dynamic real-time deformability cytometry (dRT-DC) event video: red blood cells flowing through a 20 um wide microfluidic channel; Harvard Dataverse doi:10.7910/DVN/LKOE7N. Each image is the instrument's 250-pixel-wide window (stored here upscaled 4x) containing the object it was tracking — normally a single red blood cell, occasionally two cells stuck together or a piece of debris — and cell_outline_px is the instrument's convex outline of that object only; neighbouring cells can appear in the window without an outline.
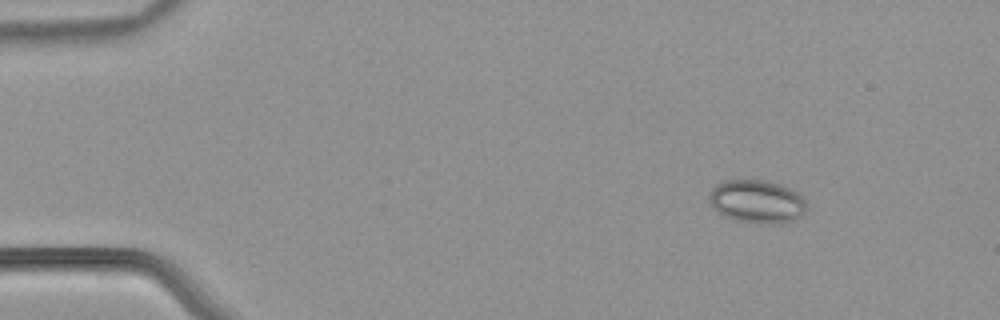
{"species": "common noctule bat (a hibernating species)", "species_latin": "Nyctalus noctula", "temperature_condition": "warm", "stored_images_in_passage": 53, "camera_frame_rate_fps": 3000, "um_per_image_px": 0.085, "animal": {"sex": "male", "body_mass_g": 21.5, "forearm_length_mm": 52.0}, "frame": {"image": 1, "passage_image": 7, "time_ms": 2.0, "image_size_px": [1000, 320], "cell_outline_px": [[808, 208], [796, 220], [780, 224], [764, 224], [736, 220], [720, 216], [712, 208], [708, 200], [708, 192], [720, 180], [764, 180], [780, 184], [792, 188], [800, 192], [804, 196]], "centroid_in_image_um": [64.34, 17.13], "position_along_channel_um": 20.7, "area_um2": 25.43}}
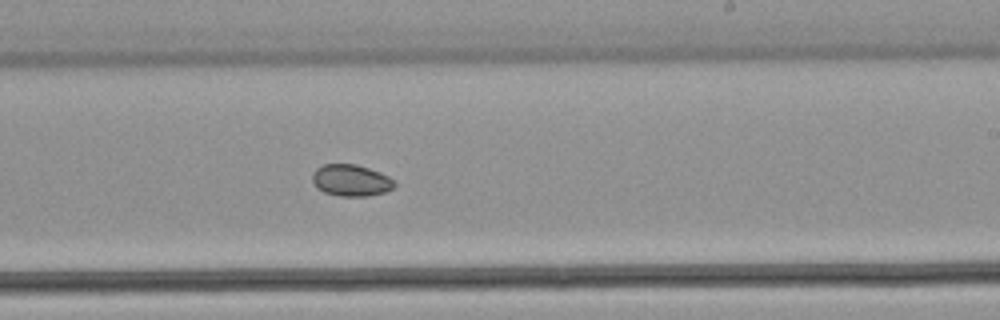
{"frame": {"image": 2, "passage_image": 33, "time_ms": 10.667, "image_size_px": [1000, 320], "cell_outline_px": [[396, 184], [392, 188], [384, 192], [368, 196], [340, 196], [324, 192], [316, 188], [312, 184], [312, 176], [316, 168], [324, 164], [356, 164], [380, 172], [388, 176]], "centroid_in_image_um": [29.8, 15.33], "position_along_channel_um": 259.2, "area_um2": 15.14}}
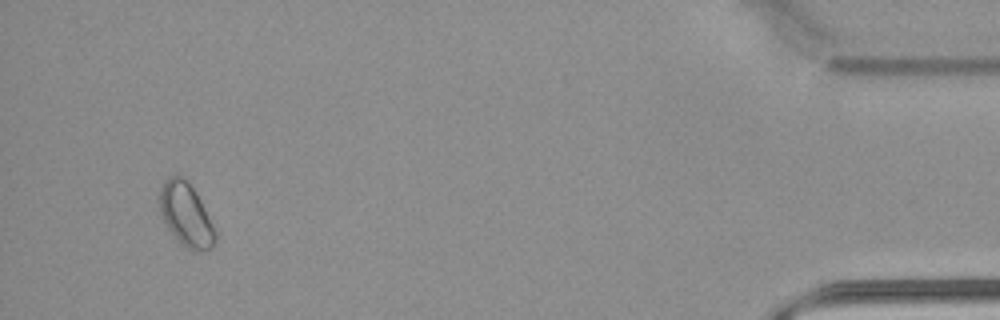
{"frame": {"image": 3, "passage_image": 51, "time_ms": 16.667, "image_size_px": [1000, 320], "cell_outline_px": [[216, 244], [212, 248], [192, 252], [180, 244], [176, 240], [168, 228], [156, 208], [160, 188], [164, 180], [168, 176], [184, 176], [200, 200], [216, 232]], "centroid_in_image_um": [15.75, 18.26], "position_along_channel_um": 419.4, "area_um2": 20.92}, "authors_computed_cell_mechanics": {"area_um2": 17.918, "velocity_mm_per_s": 3.8802, "shape_relaxation_time_tau1_ms": null, "shape_relaxation_time_tau2_ms": 5.542, "deformation_change_tau1": null, "deformation_change_tau2": 0.0549}}